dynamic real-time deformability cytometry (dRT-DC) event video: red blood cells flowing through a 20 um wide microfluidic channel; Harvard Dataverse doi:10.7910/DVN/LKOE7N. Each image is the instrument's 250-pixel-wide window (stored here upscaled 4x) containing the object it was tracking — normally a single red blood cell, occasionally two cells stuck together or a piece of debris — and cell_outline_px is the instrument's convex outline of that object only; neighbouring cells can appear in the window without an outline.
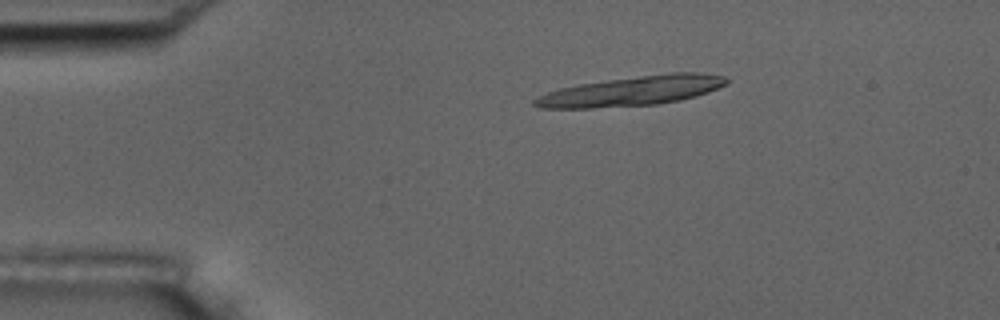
{"species": "common noctule bat (a hibernating species)", "species_latin": "Nyctalus noctula", "temperature_condition": "room temperature", "stored_images_in_passage": 8, "camera_frame_rate_fps": 3000, "um_per_image_px": 0.085, "animal": {"sex": "male", "body_mass_g": 17.5, "forearm_length_mm": 52.3}, "frame": {"image": 1, "passage_image": 3, "time_ms": 2.333, "image_size_px": [1000, 320], "cell_outline_px": [[728, 84], [708, 92], [696, 96], [680, 100], [656, 104], [592, 108], [540, 108], [532, 104], [532, 100], [548, 92], [560, 88], [580, 84], [608, 80], [672, 72], [700, 72], [724, 76], [728, 80]], "centroid_in_image_um": [53.75, 7.73], "position_along_channel_um": 31.3, "area_um2": 32.89}}